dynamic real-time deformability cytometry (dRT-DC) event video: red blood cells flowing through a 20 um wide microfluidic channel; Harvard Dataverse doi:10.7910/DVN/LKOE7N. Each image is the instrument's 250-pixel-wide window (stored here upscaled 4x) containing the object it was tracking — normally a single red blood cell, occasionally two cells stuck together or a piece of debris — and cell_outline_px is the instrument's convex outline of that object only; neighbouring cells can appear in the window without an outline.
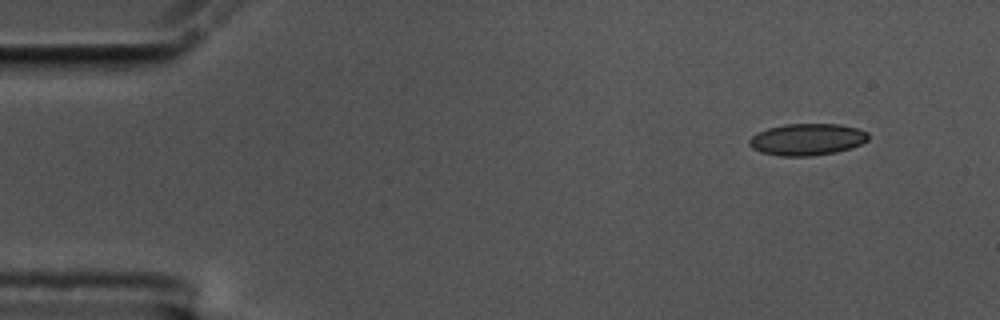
{"species": "common noctule bat (a hibernating species)", "species_latin": "Nyctalus noctula", "temperature_condition": "cold", "stored_images_in_passage": 52, "camera_frame_rate_fps": 3000, "um_per_image_px": 0.085, "animal": {"sex": "male", "body_mass_g": 17.5, "forearm_length_mm": 52.3}, "frame": {"image": 1, "passage_image": 1, "time_ms": 0.0, "image_size_px": [1000, 320], "cell_outline_px": [[868, 140], [852, 148], [836, 152], [812, 156], [780, 156], [760, 152], [752, 148], [748, 144], [748, 140], [756, 132], [768, 128], [784, 124], [840, 124], [856, 128], [868, 132]], "centroid_in_image_um": [68.58, 11.85], "position_along_channel_um": 16.4, "area_um2": 22.2}}
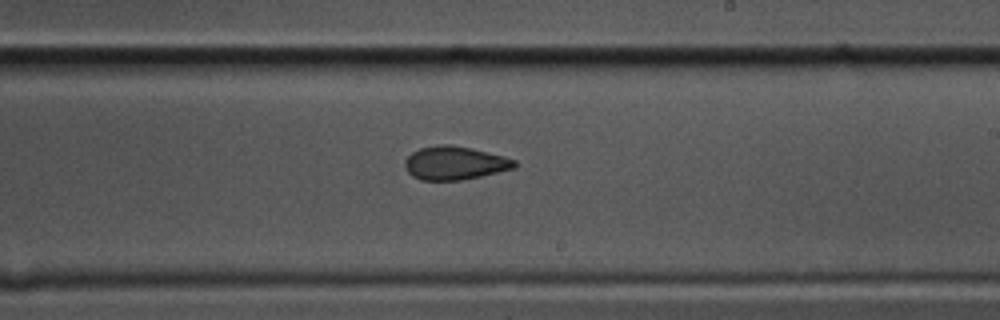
{"frame": {"image": 2, "passage_image": 29, "time_ms": 9.333, "image_size_px": [1000, 320], "cell_outline_px": [[516, 168], [480, 176], [460, 180], [420, 180], [412, 176], [404, 168], [404, 160], [412, 152], [420, 148], [440, 144], [452, 144], [504, 156], [516, 160]], "centroid_in_image_um": [38.63, 13.86], "position_along_channel_um": 250.4, "area_um2": 21.39}}
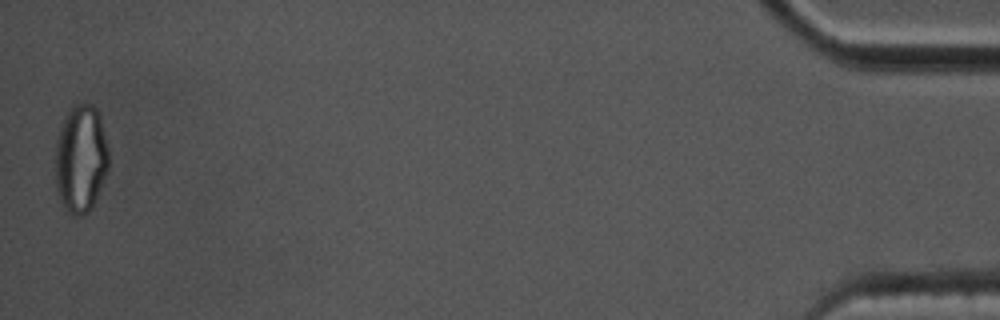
{"frame": {"image": 3, "passage_image": 52, "time_ms": 17.0, "image_size_px": [1000, 320], "cell_outline_px": [[108, 168], [96, 196], [88, 212], [84, 216], [72, 216], [68, 212], [60, 200], [56, 188], [56, 140], [60, 128], [68, 112], [76, 104], [92, 104], [96, 108], [100, 120], [108, 148]], "centroid_in_image_um": [6.85, 13.52], "position_along_channel_um": 428.3, "area_um2": 33.0}, "authors_computed_cell_mechanics": {"area_um2": 22.1085, "velocity_mm_per_s": 3.5368, "shape_relaxation_time_tau1_ms": 6.5737, "shape_relaxation_time_tau2_ms": 2.5472, "deformation_change_tau1": 0.1112, "deformation_change_tau2": 0.0933}}